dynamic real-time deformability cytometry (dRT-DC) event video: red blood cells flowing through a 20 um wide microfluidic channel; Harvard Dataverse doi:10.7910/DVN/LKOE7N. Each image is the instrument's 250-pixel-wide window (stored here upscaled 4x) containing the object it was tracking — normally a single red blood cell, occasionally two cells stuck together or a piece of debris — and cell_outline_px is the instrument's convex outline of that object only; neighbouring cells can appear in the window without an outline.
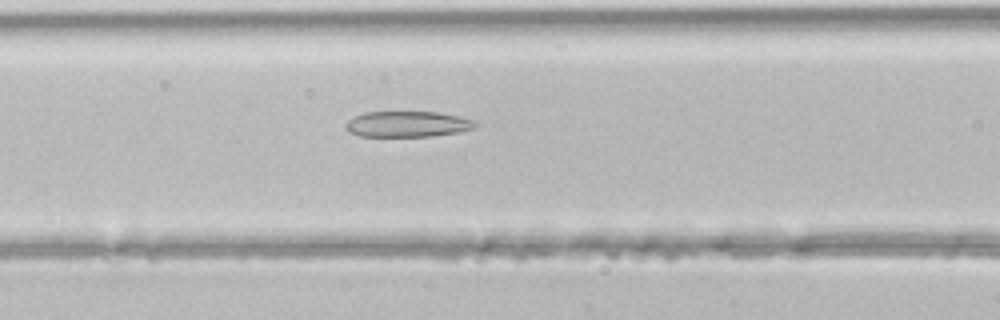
{"species": "common noctule bat (a hibernating species)", "species_latin": "Nyctalus noctula", "temperature_condition": "room temperature", "stored_images_in_passage": 36, "camera_frame_rate_fps": 3000, "um_per_image_px": 0.085, "animal": {"sex": "male", "body_mass_g": 21.5, "forearm_length_mm": 52.0}, "frame": {"image": 1, "passage_image": 8, "time_ms": 2.333, "image_size_px": [1000, 320], "cell_outline_px": [[476, 128], [456, 132], [432, 136], [360, 136], [348, 132], [344, 128], [344, 124], [352, 116], [364, 112], [436, 112], [460, 116], [476, 120]], "centroid_in_image_um": [34.6, 10.54], "position_along_channel_um": 132.0, "area_um2": 19.65}}
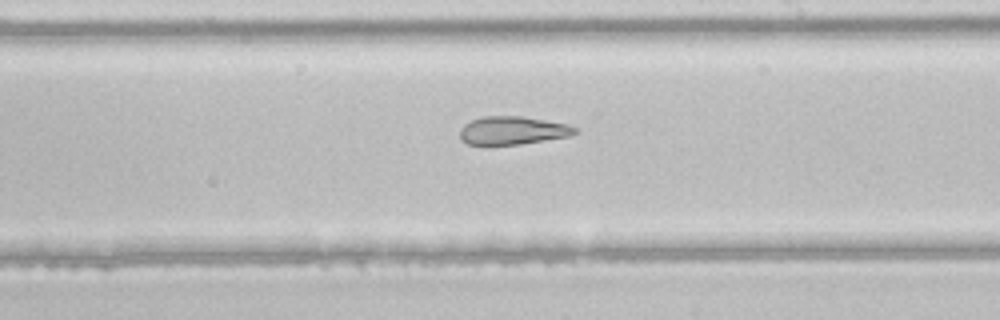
{"frame": {"image": 2, "passage_image": 16, "time_ms": 5.0, "image_size_px": [1000, 320], "cell_outline_px": [[576, 132], [568, 136], [520, 144], [468, 144], [460, 140], [460, 128], [464, 124], [472, 120], [484, 116], [520, 116], [568, 124], [576, 128]], "centroid_in_image_um": [43.53, 11.08], "position_along_channel_um": 245.5, "area_um2": 18.61}}
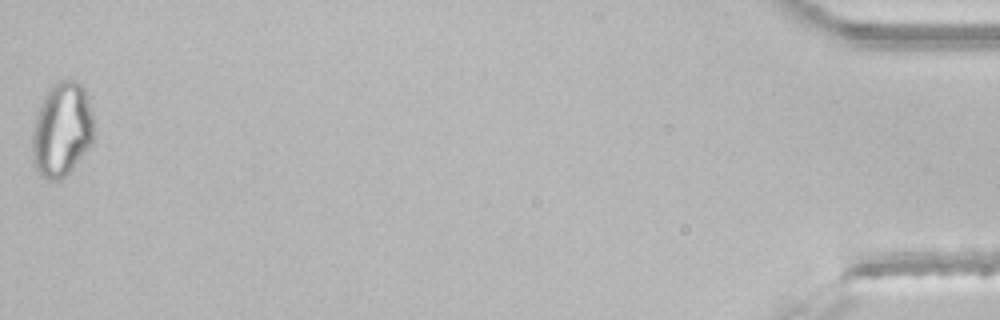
{"frame": {"image": 3, "passage_image": 36, "time_ms": 11.667, "image_size_px": [1000, 320], "cell_outline_px": [[92, 144], [72, 168], [60, 180], [48, 180], [40, 176], [32, 160], [32, 132], [40, 104], [44, 96], [52, 84], [56, 80], [76, 80], [84, 88], [92, 112]], "centroid_in_image_um": [5.23, 11.01], "position_along_channel_um": 430.0, "area_um2": 33.76}}